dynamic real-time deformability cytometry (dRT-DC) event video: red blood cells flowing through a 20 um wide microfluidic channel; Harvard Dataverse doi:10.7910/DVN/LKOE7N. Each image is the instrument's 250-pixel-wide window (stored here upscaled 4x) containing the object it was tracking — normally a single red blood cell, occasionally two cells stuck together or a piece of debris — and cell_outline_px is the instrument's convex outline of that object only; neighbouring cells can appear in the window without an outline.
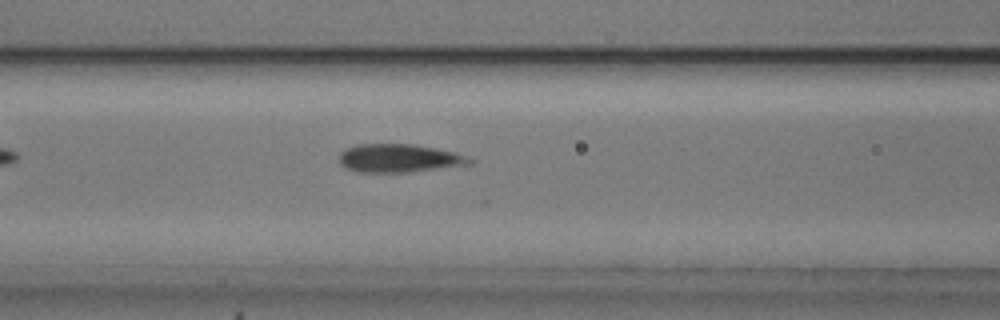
{"species": "common noctule bat (a hibernating species)", "species_latin": "Nyctalus noctula", "temperature_condition": "cold", "stored_images_in_passage": 21, "camera_frame_rate_fps": 3000, "um_per_image_px": 0.085, "animal": {"sex": "male", "body_mass_g": 20.5, "forearm_length_mm": 52.5}, "frame": {"image": 1, "passage_image": 7, "time_ms": 2.0, "image_size_px": [1000, 320], "cell_outline_px": [[476, 160], [472, 164], [408, 172], [356, 172], [344, 168], [340, 164], [340, 152], [344, 148], [356, 144], [412, 144], [436, 148], [456, 152], [472, 156]], "centroid_in_image_um": [33.95, 13.44], "position_along_channel_um": 132.6, "area_um2": 21.91}}